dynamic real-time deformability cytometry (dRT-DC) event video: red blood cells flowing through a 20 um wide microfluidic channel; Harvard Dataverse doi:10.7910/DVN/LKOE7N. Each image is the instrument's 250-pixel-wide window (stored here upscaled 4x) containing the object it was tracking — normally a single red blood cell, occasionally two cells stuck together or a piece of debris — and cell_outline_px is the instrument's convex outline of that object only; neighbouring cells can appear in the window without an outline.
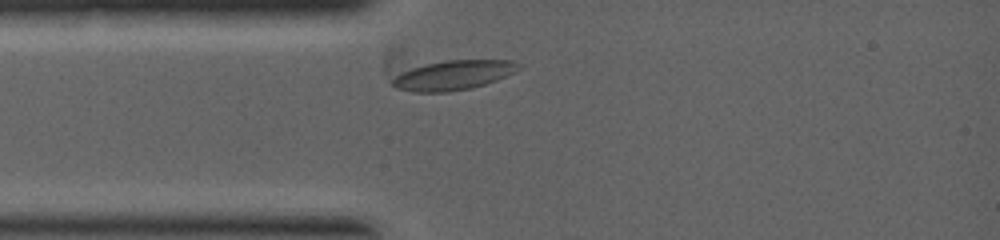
{"species": "common noctule bat (a hibernating species)", "species_latin": "Nyctalus noctula", "temperature_condition": "warm", "stored_images_in_passage": 4, "camera_frame_rate_fps": 5000, "um_per_image_px": 0.085, "animal": {"sex": "female", "body_mass_g": 19.0, "forearm_length_mm": 53.3}, "frame": {"image": 1, "passage_image": 2, "time_ms": 0.6, "image_size_px": [1000, 240], "cell_outline_px": [[524, 68], [496, 80], [472, 88], [448, 92], [412, 92], [396, 88], [392, 84], [388, 68], [388, 60], [512, 60], [520, 64]], "centroid_in_image_um": [38.04, 6.29], "position_along_channel_um": 47.0, "area_um2": 24.91}}
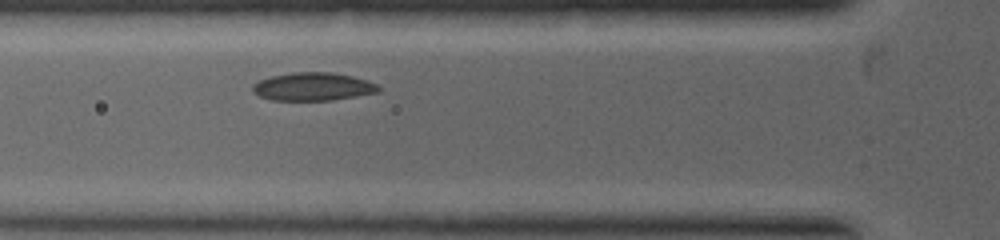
{"frame": {"image": 2, "passage_image": 4, "time_ms": 1.4, "image_size_px": [1000, 240], "cell_outline_px": [[380, 92], [332, 100], [272, 100], [260, 96], [252, 92], [252, 84], [260, 80], [272, 76], [292, 72], [332, 72], [352, 76], [368, 80], [376, 84], [380, 88]], "centroid_in_image_um": [26.61, 7.36], "position_along_channel_um": 99.2, "area_um2": 20.63}}